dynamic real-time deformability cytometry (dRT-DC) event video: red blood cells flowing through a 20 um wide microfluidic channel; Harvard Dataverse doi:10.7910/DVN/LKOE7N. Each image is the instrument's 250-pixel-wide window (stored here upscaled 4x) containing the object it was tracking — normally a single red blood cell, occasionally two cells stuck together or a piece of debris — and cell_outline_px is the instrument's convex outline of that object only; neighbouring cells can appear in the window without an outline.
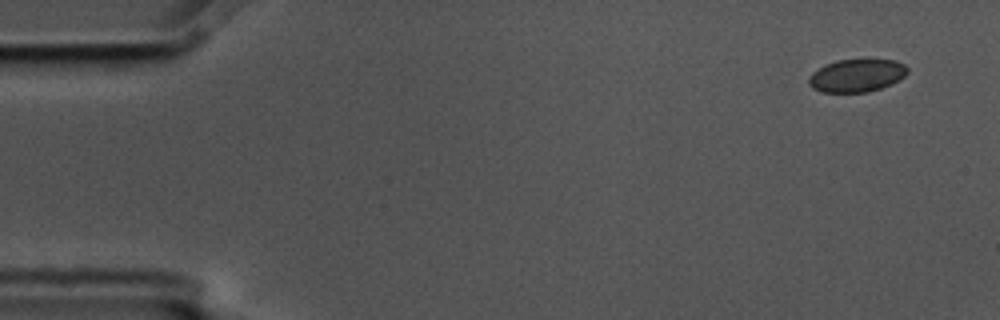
{"species": "common noctule bat (a hibernating species)", "species_latin": "Nyctalus noctula", "temperature_condition": "cold", "stored_images_in_passage": 6, "camera_frame_rate_fps": 3000, "um_per_image_px": 0.085, "animal": {"sex": "male", "body_mass_g": 17.5, "forearm_length_mm": 52.3}, "frame": {"image": 1, "passage_image": 1, "time_ms": 0.0, "image_size_px": [1000, 320], "cell_outline_px": [[908, 72], [904, 76], [892, 84], [868, 92], [820, 92], [812, 88], [808, 84], [808, 76], [812, 72], [836, 60], [896, 60], [904, 64], [908, 68]], "centroid_in_image_um": [72.81, 6.43], "position_along_channel_um": 12.2, "area_um2": 18.84}}
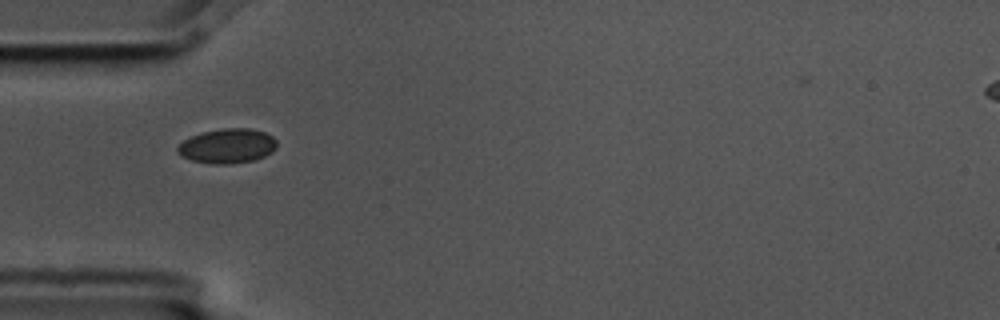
{"frame": {"image": 2, "passage_image": 5, "time_ms": 1.333, "image_size_px": [1000, 320], "cell_outline_px": [[276, 148], [272, 152], [256, 160], [228, 164], [212, 164], [192, 160], [180, 156], [176, 148], [184, 140], [192, 136], [204, 132], [220, 128], [248, 128], [264, 132], [272, 136], [276, 140]], "centroid_in_image_um": [19.33, 12.41], "position_along_channel_um": 65.7, "area_um2": 20.0}}